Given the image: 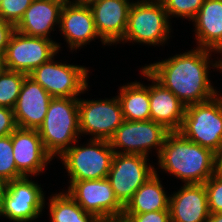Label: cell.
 Wrapping results in <instances>:
<instances>
[{
    "instance_id": "603a6c76",
    "label": "cell",
    "mask_w": 222,
    "mask_h": 222,
    "mask_svg": "<svg viewBox=\"0 0 222 222\" xmlns=\"http://www.w3.org/2000/svg\"><path fill=\"white\" fill-rule=\"evenodd\" d=\"M119 91L117 97L121 103L124 120H150L149 86L136 81L122 86Z\"/></svg>"
},
{
    "instance_id": "f546056e",
    "label": "cell",
    "mask_w": 222,
    "mask_h": 222,
    "mask_svg": "<svg viewBox=\"0 0 222 222\" xmlns=\"http://www.w3.org/2000/svg\"><path fill=\"white\" fill-rule=\"evenodd\" d=\"M130 222H171L170 211L161 210L143 214H123Z\"/></svg>"
},
{
    "instance_id": "7a4b0ae2",
    "label": "cell",
    "mask_w": 222,
    "mask_h": 222,
    "mask_svg": "<svg viewBox=\"0 0 222 222\" xmlns=\"http://www.w3.org/2000/svg\"><path fill=\"white\" fill-rule=\"evenodd\" d=\"M158 160L163 171L185 184L205 183L216 172V154L185 138L179 131L167 134Z\"/></svg>"
},
{
    "instance_id": "8d00e7d4",
    "label": "cell",
    "mask_w": 222,
    "mask_h": 222,
    "mask_svg": "<svg viewBox=\"0 0 222 222\" xmlns=\"http://www.w3.org/2000/svg\"><path fill=\"white\" fill-rule=\"evenodd\" d=\"M7 70L5 53H0V75Z\"/></svg>"
},
{
    "instance_id": "e0dca14e",
    "label": "cell",
    "mask_w": 222,
    "mask_h": 222,
    "mask_svg": "<svg viewBox=\"0 0 222 222\" xmlns=\"http://www.w3.org/2000/svg\"><path fill=\"white\" fill-rule=\"evenodd\" d=\"M141 72L153 82L149 86L150 119L163 125L170 132L179 131L186 105L159 83L144 67Z\"/></svg>"
},
{
    "instance_id": "8992f818",
    "label": "cell",
    "mask_w": 222,
    "mask_h": 222,
    "mask_svg": "<svg viewBox=\"0 0 222 222\" xmlns=\"http://www.w3.org/2000/svg\"><path fill=\"white\" fill-rule=\"evenodd\" d=\"M87 146H71L60 159L70 181L107 178L114 150L107 140L90 139Z\"/></svg>"
},
{
    "instance_id": "44dd1931",
    "label": "cell",
    "mask_w": 222,
    "mask_h": 222,
    "mask_svg": "<svg viewBox=\"0 0 222 222\" xmlns=\"http://www.w3.org/2000/svg\"><path fill=\"white\" fill-rule=\"evenodd\" d=\"M192 22L198 47L222 53V0H204Z\"/></svg>"
},
{
    "instance_id": "277c9868",
    "label": "cell",
    "mask_w": 222,
    "mask_h": 222,
    "mask_svg": "<svg viewBox=\"0 0 222 222\" xmlns=\"http://www.w3.org/2000/svg\"><path fill=\"white\" fill-rule=\"evenodd\" d=\"M186 106L179 132L217 154L222 148V96Z\"/></svg>"
},
{
    "instance_id": "cb8c5ba5",
    "label": "cell",
    "mask_w": 222,
    "mask_h": 222,
    "mask_svg": "<svg viewBox=\"0 0 222 222\" xmlns=\"http://www.w3.org/2000/svg\"><path fill=\"white\" fill-rule=\"evenodd\" d=\"M49 201L51 222H100L94 215L85 212L68 193L55 194Z\"/></svg>"
},
{
    "instance_id": "ac0fdd59",
    "label": "cell",
    "mask_w": 222,
    "mask_h": 222,
    "mask_svg": "<svg viewBox=\"0 0 222 222\" xmlns=\"http://www.w3.org/2000/svg\"><path fill=\"white\" fill-rule=\"evenodd\" d=\"M171 222H207L210 216L204 183L184 184L169 198Z\"/></svg>"
},
{
    "instance_id": "1f68e13d",
    "label": "cell",
    "mask_w": 222,
    "mask_h": 222,
    "mask_svg": "<svg viewBox=\"0 0 222 222\" xmlns=\"http://www.w3.org/2000/svg\"><path fill=\"white\" fill-rule=\"evenodd\" d=\"M15 31V26L0 19V53H5L9 40Z\"/></svg>"
},
{
    "instance_id": "3957f363",
    "label": "cell",
    "mask_w": 222,
    "mask_h": 222,
    "mask_svg": "<svg viewBox=\"0 0 222 222\" xmlns=\"http://www.w3.org/2000/svg\"><path fill=\"white\" fill-rule=\"evenodd\" d=\"M46 152L60 157L76 143L80 135L77 97H55L49 103L42 125L38 128Z\"/></svg>"
},
{
    "instance_id": "d4e9b609",
    "label": "cell",
    "mask_w": 222,
    "mask_h": 222,
    "mask_svg": "<svg viewBox=\"0 0 222 222\" xmlns=\"http://www.w3.org/2000/svg\"><path fill=\"white\" fill-rule=\"evenodd\" d=\"M26 76L23 72L8 69L0 75V107L14 108Z\"/></svg>"
},
{
    "instance_id": "83f0119b",
    "label": "cell",
    "mask_w": 222,
    "mask_h": 222,
    "mask_svg": "<svg viewBox=\"0 0 222 222\" xmlns=\"http://www.w3.org/2000/svg\"><path fill=\"white\" fill-rule=\"evenodd\" d=\"M32 2L33 0H2L0 19L16 26Z\"/></svg>"
},
{
    "instance_id": "8fae6325",
    "label": "cell",
    "mask_w": 222,
    "mask_h": 222,
    "mask_svg": "<svg viewBox=\"0 0 222 222\" xmlns=\"http://www.w3.org/2000/svg\"><path fill=\"white\" fill-rule=\"evenodd\" d=\"M60 45L51 38L27 36L14 31L5 51L8 70L31 73L58 53Z\"/></svg>"
},
{
    "instance_id": "836d02e7",
    "label": "cell",
    "mask_w": 222,
    "mask_h": 222,
    "mask_svg": "<svg viewBox=\"0 0 222 222\" xmlns=\"http://www.w3.org/2000/svg\"><path fill=\"white\" fill-rule=\"evenodd\" d=\"M216 172L222 175V148L216 154Z\"/></svg>"
},
{
    "instance_id": "9c48e42d",
    "label": "cell",
    "mask_w": 222,
    "mask_h": 222,
    "mask_svg": "<svg viewBox=\"0 0 222 222\" xmlns=\"http://www.w3.org/2000/svg\"><path fill=\"white\" fill-rule=\"evenodd\" d=\"M169 132L163 125L151 119L146 121L124 120L109 142L114 153L147 156L149 150L156 147L159 156ZM120 148L123 151H120Z\"/></svg>"
},
{
    "instance_id": "f1b7e54d",
    "label": "cell",
    "mask_w": 222,
    "mask_h": 222,
    "mask_svg": "<svg viewBox=\"0 0 222 222\" xmlns=\"http://www.w3.org/2000/svg\"><path fill=\"white\" fill-rule=\"evenodd\" d=\"M210 213H222V175L215 172L205 183Z\"/></svg>"
},
{
    "instance_id": "ffe728a7",
    "label": "cell",
    "mask_w": 222,
    "mask_h": 222,
    "mask_svg": "<svg viewBox=\"0 0 222 222\" xmlns=\"http://www.w3.org/2000/svg\"><path fill=\"white\" fill-rule=\"evenodd\" d=\"M65 1L33 0L15 30L27 36L49 38L53 27L60 26V13Z\"/></svg>"
},
{
    "instance_id": "30bf717a",
    "label": "cell",
    "mask_w": 222,
    "mask_h": 222,
    "mask_svg": "<svg viewBox=\"0 0 222 222\" xmlns=\"http://www.w3.org/2000/svg\"><path fill=\"white\" fill-rule=\"evenodd\" d=\"M147 158L139 154L114 153L107 179L115 197L123 206L155 173V168L147 163Z\"/></svg>"
},
{
    "instance_id": "5b68a950",
    "label": "cell",
    "mask_w": 222,
    "mask_h": 222,
    "mask_svg": "<svg viewBox=\"0 0 222 222\" xmlns=\"http://www.w3.org/2000/svg\"><path fill=\"white\" fill-rule=\"evenodd\" d=\"M168 19L161 0L133 2L129 11L127 30L121 41L161 45L169 39L171 26Z\"/></svg>"
},
{
    "instance_id": "4fadbf2b",
    "label": "cell",
    "mask_w": 222,
    "mask_h": 222,
    "mask_svg": "<svg viewBox=\"0 0 222 222\" xmlns=\"http://www.w3.org/2000/svg\"><path fill=\"white\" fill-rule=\"evenodd\" d=\"M39 186L28 177L9 181L0 216L7 217L13 222L37 219L45 206L44 193Z\"/></svg>"
},
{
    "instance_id": "4316f807",
    "label": "cell",
    "mask_w": 222,
    "mask_h": 222,
    "mask_svg": "<svg viewBox=\"0 0 222 222\" xmlns=\"http://www.w3.org/2000/svg\"><path fill=\"white\" fill-rule=\"evenodd\" d=\"M169 18L185 17L192 20L199 12L204 0H161Z\"/></svg>"
},
{
    "instance_id": "7c38bea8",
    "label": "cell",
    "mask_w": 222,
    "mask_h": 222,
    "mask_svg": "<svg viewBox=\"0 0 222 222\" xmlns=\"http://www.w3.org/2000/svg\"><path fill=\"white\" fill-rule=\"evenodd\" d=\"M66 192L84 209L100 221L122 216L124 206L115 197L107 178L69 181Z\"/></svg>"
},
{
    "instance_id": "4dcf8cb0",
    "label": "cell",
    "mask_w": 222,
    "mask_h": 222,
    "mask_svg": "<svg viewBox=\"0 0 222 222\" xmlns=\"http://www.w3.org/2000/svg\"><path fill=\"white\" fill-rule=\"evenodd\" d=\"M16 128L13 109L0 107V137L11 135Z\"/></svg>"
},
{
    "instance_id": "2e32d148",
    "label": "cell",
    "mask_w": 222,
    "mask_h": 222,
    "mask_svg": "<svg viewBox=\"0 0 222 222\" xmlns=\"http://www.w3.org/2000/svg\"><path fill=\"white\" fill-rule=\"evenodd\" d=\"M52 96L28 75L13 108L17 127L35 129L42 125Z\"/></svg>"
},
{
    "instance_id": "7402d4cb",
    "label": "cell",
    "mask_w": 222,
    "mask_h": 222,
    "mask_svg": "<svg viewBox=\"0 0 222 222\" xmlns=\"http://www.w3.org/2000/svg\"><path fill=\"white\" fill-rule=\"evenodd\" d=\"M169 198L170 196L166 195L157 171H155L124 206L123 214L169 210Z\"/></svg>"
},
{
    "instance_id": "6da1fadb",
    "label": "cell",
    "mask_w": 222,
    "mask_h": 222,
    "mask_svg": "<svg viewBox=\"0 0 222 222\" xmlns=\"http://www.w3.org/2000/svg\"><path fill=\"white\" fill-rule=\"evenodd\" d=\"M211 52L197 47L144 68L186 106L201 103L218 94L208 75L209 64L221 70V59L210 63Z\"/></svg>"
},
{
    "instance_id": "d590c367",
    "label": "cell",
    "mask_w": 222,
    "mask_h": 222,
    "mask_svg": "<svg viewBox=\"0 0 222 222\" xmlns=\"http://www.w3.org/2000/svg\"><path fill=\"white\" fill-rule=\"evenodd\" d=\"M207 222H222V213H210Z\"/></svg>"
},
{
    "instance_id": "9a60e30c",
    "label": "cell",
    "mask_w": 222,
    "mask_h": 222,
    "mask_svg": "<svg viewBox=\"0 0 222 222\" xmlns=\"http://www.w3.org/2000/svg\"><path fill=\"white\" fill-rule=\"evenodd\" d=\"M11 141L17 170L24 177L39 175L53 159L46 152L38 130L17 127Z\"/></svg>"
},
{
    "instance_id": "74e56055",
    "label": "cell",
    "mask_w": 222,
    "mask_h": 222,
    "mask_svg": "<svg viewBox=\"0 0 222 222\" xmlns=\"http://www.w3.org/2000/svg\"><path fill=\"white\" fill-rule=\"evenodd\" d=\"M96 0H74V1H70V0H66V2H70V3H74V4H85V5H89L90 3L94 2Z\"/></svg>"
},
{
    "instance_id": "484cf974",
    "label": "cell",
    "mask_w": 222,
    "mask_h": 222,
    "mask_svg": "<svg viewBox=\"0 0 222 222\" xmlns=\"http://www.w3.org/2000/svg\"><path fill=\"white\" fill-rule=\"evenodd\" d=\"M23 177L16 167L11 135L0 137V178L9 182Z\"/></svg>"
},
{
    "instance_id": "d6986e66",
    "label": "cell",
    "mask_w": 222,
    "mask_h": 222,
    "mask_svg": "<svg viewBox=\"0 0 222 222\" xmlns=\"http://www.w3.org/2000/svg\"><path fill=\"white\" fill-rule=\"evenodd\" d=\"M60 30L71 50L100 38L89 5L66 2L60 13Z\"/></svg>"
},
{
    "instance_id": "d6a6232c",
    "label": "cell",
    "mask_w": 222,
    "mask_h": 222,
    "mask_svg": "<svg viewBox=\"0 0 222 222\" xmlns=\"http://www.w3.org/2000/svg\"><path fill=\"white\" fill-rule=\"evenodd\" d=\"M8 182L2 178H0V210L3 204L4 195L6 193Z\"/></svg>"
},
{
    "instance_id": "e575fe53",
    "label": "cell",
    "mask_w": 222,
    "mask_h": 222,
    "mask_svg": "<svg viewBox=\"0 0 222 222\" xmlns=\"http://www.w3.org/2000/svg\"><path fill=\"white\" fill-rule=\"evenodd\" d=\"M100 222H130V221L122 215L117 217H110Z\"/></svg>"
},
{
    "instance_id": "52a82bcc",
    "label": "cell",
    "mask_w": 222,
    "mask_h": 222,
    "mask_svg": "<svg viewBox=\"0 0 222 222\" xmlns=\"http://www.w3.org/2000/svg\"><path fill=\"white\" fill-rule=\"evenodd\" d=\"M53 98L76 97L88 88V69L85 66L54 62V57L28 74Z\"/></svg>"
},
{
    "instance_id": "ba28073f",
    "label": "cell",
    "mask_w": 222,
    "mask_h": 222,
    "mask_svg": "<svg viewBox=\"0 0 222 222\" xmlns=\"http://www.w3.org/2000/svg\"><path fill=\"white\" fill-rule=\"evenodd\" d=\"M79 132L90 134L91 139L109 141L124 122L119 98L81 100L78 98Z\"/></svg>"
},
{
    "instance_id": "5bb4252c",
    "label": "cell",
    "mask_w": 222,
    "mask_h": 222,
    "mask_svg": "<svg viewBox=\"0 0 222 222\" xmlns=\"http://www.w3.org/2000/svg\"><path fill=\"white\" fill-rule=\"evenodd\" d=\"M132 4L129 0H96L89 4L102 44L121 42L127 30Z\"/></svg>"
}]
</instances>
